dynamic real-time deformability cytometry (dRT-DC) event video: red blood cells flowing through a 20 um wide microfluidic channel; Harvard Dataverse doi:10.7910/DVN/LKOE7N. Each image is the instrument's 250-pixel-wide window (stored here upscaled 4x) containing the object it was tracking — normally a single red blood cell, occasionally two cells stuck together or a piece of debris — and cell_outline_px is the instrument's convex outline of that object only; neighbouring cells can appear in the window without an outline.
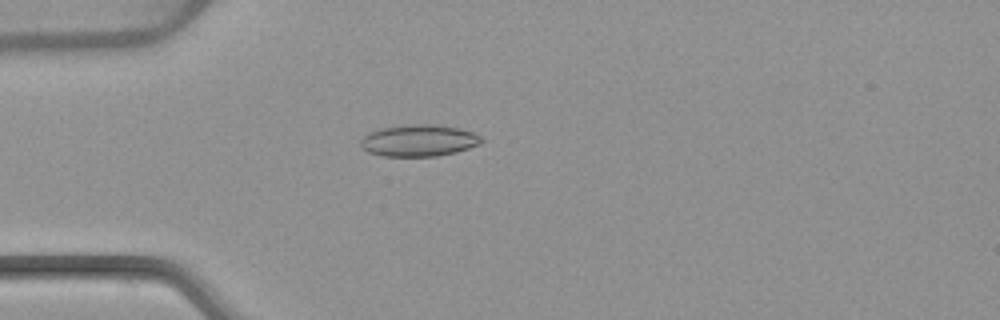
{"species": "common noctule bat (a hibernating species)", "species_latin": "Nyctalus noctula", "temperature_condition": "warm", "stored_images_in_passage": 53, "camera_frame_rate_fps": 3000, "um_per_image_px": 0.085, "animal": {"sex": "female", "body_mass_g": 22.7, "forearm_length_mm": 54.2}, "frame": {"image": 1, "passage_image": 15, "time_ms": 4.667, "image_size_px": [1000, 320], "cell_outline_px": [[484, 140], [480, 144], [456, 152], [436, 156], [384, 156], [368, 152], [360, 144], [360, 140], [368, 132], [380, 128], [408, 124], [440, 124], [460, 128], [472, 132], [480, 136]], "centroid_in_image_um": [35.61, 11.93], "position_along_channel_um": 49.4, "area_um2": 22.48}}
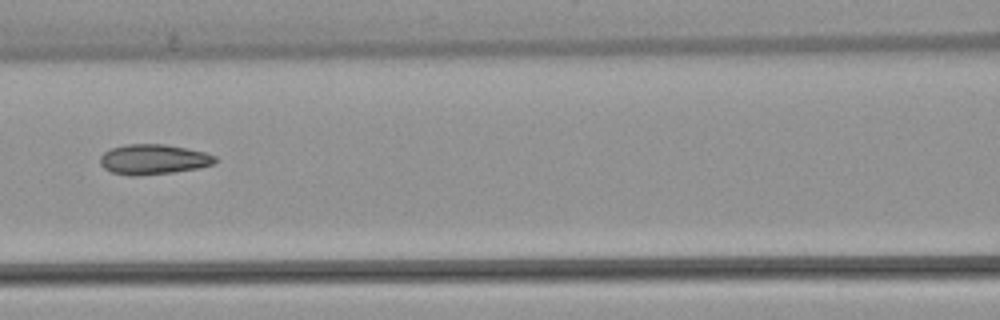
{"frame": {"image": 2, "passage_image": 24, "time_ms": 7.667, "image_size_px": [1000, 320], "cell_outline_px": [[216, 164], [200, 168], [172, 172], [136, 176], [128, 176], [112, 172], [104, 168], [100, 164], [100, 156], [104, 152], [112, 148], [128, 144], [164, 144], [188, 148], [204, 152], [216, 156]], "centroid_in_image_um": [13.06, 13.55], "position_along_channel_um": 153.5, "area_um2": 20.29}}
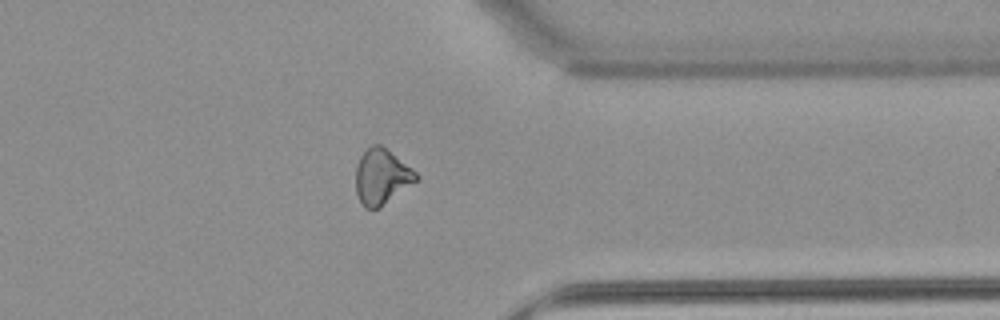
{"frame": {"image": 3, "passage_image": 42, "time_ms": 13.667, "image_size_px": [1000, 320], "cell_outline_px": [[420, 180], [380, 208], [364, 208], [360, 204], [356, 192], [356, 164], [360, 156], [372, 144], [380, 144], [412, 168], [420, 176]], "centroid_in_image_um": [32.46, 15.05], "position_along_channel_um": 378.9, "area_um2": 19.83}, "authors_computed_cell_mechanics": {"area_um2": 20.7502, "velocity_mm_per_s": 3.8773, "shape_relaxation_time_tau1_ms": null, "shape_relaxation_time_tau2_ms": 2.7145, "deformation_change_tau1": null, "deformation_change_tau2": 0.0969}}